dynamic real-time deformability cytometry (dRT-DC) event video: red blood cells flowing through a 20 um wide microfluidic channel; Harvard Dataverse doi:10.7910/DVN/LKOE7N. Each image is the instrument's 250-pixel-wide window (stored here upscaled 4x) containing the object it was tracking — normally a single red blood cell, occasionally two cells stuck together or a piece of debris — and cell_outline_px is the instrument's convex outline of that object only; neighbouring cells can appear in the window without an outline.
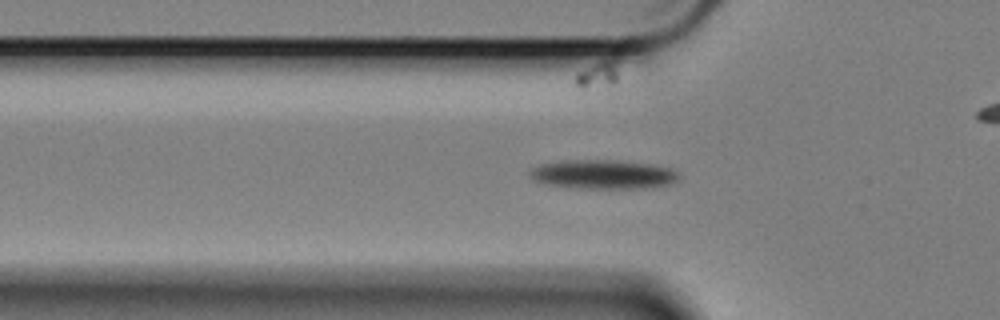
{"species": "Egyptian fruit bat (a non-hibernating species)", "species_latin": "Rousettus aegyptiacus", "temperature_condition": "cold", "stored_images_in_passage": 44, "camera_frame_rate_fps": 3000, "um_per_image_px": 0.085, "animal": {"sex": "female"}, "frame": {"image": 1, "passage_image": 9, "time_ms": 2.667, "image_size_px": [1000, 320], "cell_outline_px": [[680, 176], [672, 184], [652, 188], [580, 188], [548, 184], [532, 180], [528, 172], [532, 168], [540, 164], [560, 160], [612, 160], [648, 164], [668, 168], [676, 172]], "centroid_in_image_um": [51.23, 14.82], "position_along_channel_um": 74.6, "area_um2": 25.2}}
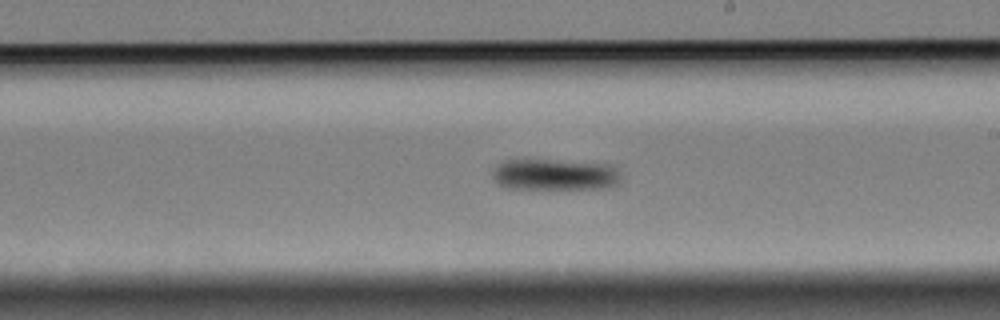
{"frame": {"image": 2, "passage_image": 24, "time_ms": 7.667, "image_size_px": [1000, 320], "cell_outline_px": [[620, 184], [604, 188], [504, 188], [492, 176], [492, 172], [504, 160], [548, 160], [612, 164], [616, 168], [620, 176]], "centroid_in_image_um": [47.21, 14.84], "position_along_channel_um": 241.8, "area_um2": 23.18}}
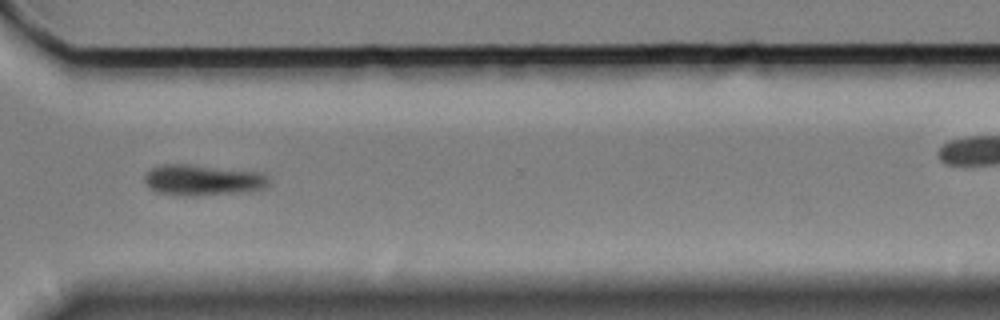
{"frame": {"image": 3, "passage_image": 34, "time_ms": 11.0, "image_size_px": [1000, 320], "cell_outline_px": [[268, 184], [264, 188], [248, 192], [196, 196], [180, 196], [156, 192], [144, 180], [144, 176], [152, 168], [164, 164], [188, 164], [264, 172], [268, 176]], "centroid_in_image_um": [17.28, 15.31], "position_along_channel_um": 353.3, "area_um2": 22.6}, "authors_computed_cell_mechanics": {"area_um2": 23.409, "velocity_mm_per_s": 3.345, "shape_relaxation_time_tau1_ms": 3.2431, "shape_relaxation_time_tau2_ms": null, "deformation_change_tau1": 0.0941, "deformation_change_tau2": null}}